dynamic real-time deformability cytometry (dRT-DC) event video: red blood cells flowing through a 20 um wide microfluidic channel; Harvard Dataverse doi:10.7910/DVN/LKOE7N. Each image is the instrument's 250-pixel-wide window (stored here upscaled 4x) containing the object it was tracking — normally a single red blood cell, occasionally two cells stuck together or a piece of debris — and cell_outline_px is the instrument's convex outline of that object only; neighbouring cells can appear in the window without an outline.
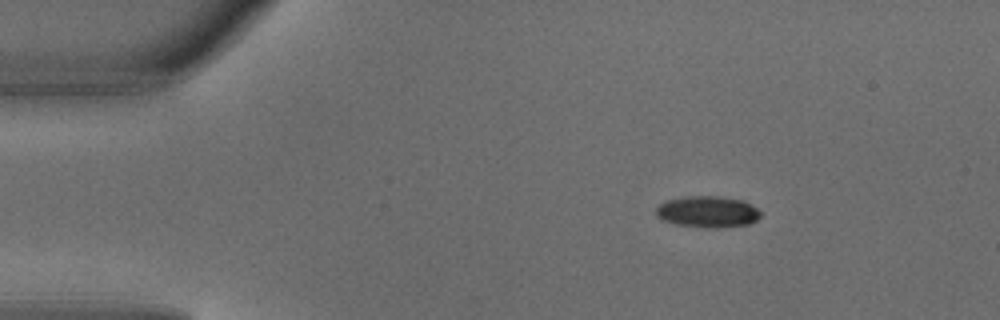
{"species": "common noctule bat (a hibernating species)", "species_latin": "Nyctalus noctula", "temperature_condition": "warm", "stored_images_in_passage": 3, "camera_frame_rate_fps": 3000, "um_per_image_px": 0.085, "animal": {"sex": "male", "body_mass_g": 18.8}, "frame": {"image": 1, "passage_image": 1, "time_ms": 0.0, "image_size_px": [1000, 320], "cell_outline_px": [[760, 216], [756, 220], [748, 224], [716, 228], [708, 228], [676, 224], [660, 220], [656, 216], [656, 208], [664, 200], [688, 196], [716, 196], [744, 200], [752, 204], [760, 212]], "centroid_in_image_um": [60.12, 18.0], "position_along_channel_um": 24.9, "area_um2": 19.25}}
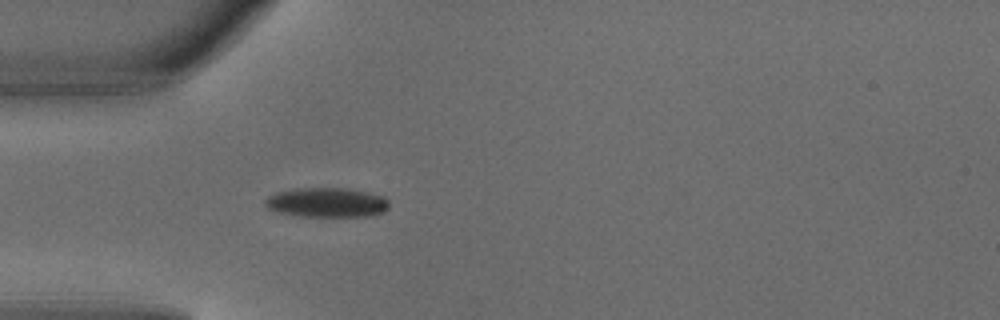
{"frame": {"image": 2, "passage_image": 3, "time_ms": 0.667, "image_size_px": [1000, 320], "cell_outline_px": [[388, 208], [384, 212], [368, 216], [300, 216], [280, 212], [268, 208], [264, 204], [264, 200], [268, 196], [276, 192], [296, 188], [348, 188], [368, 192], [384, 196], [388, 200]], "centroid_in_image_um": [27.79, 17.2], "position_along_channel_um": 57.2, "area_um2": 21.39}}